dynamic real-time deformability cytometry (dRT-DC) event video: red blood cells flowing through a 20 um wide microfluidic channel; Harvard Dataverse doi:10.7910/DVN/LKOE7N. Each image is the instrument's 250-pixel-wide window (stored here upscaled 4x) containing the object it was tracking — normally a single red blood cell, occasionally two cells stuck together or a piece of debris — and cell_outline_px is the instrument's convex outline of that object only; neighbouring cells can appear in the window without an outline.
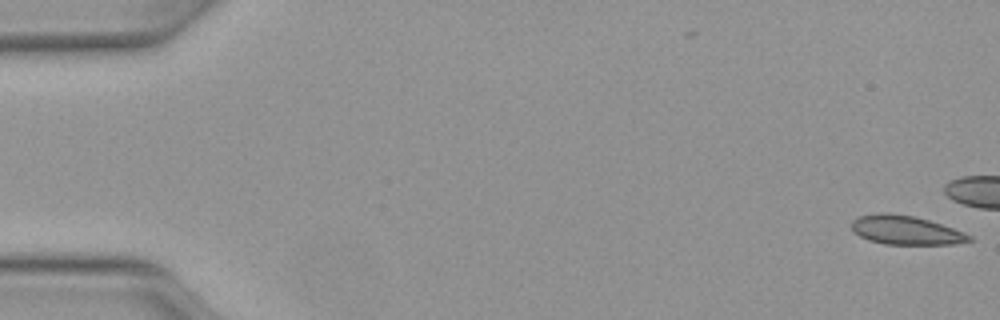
{"species": "Egyptian fruit bat (a non-hibernating species)", "species_latin": "Rousettus aegyptiacus", "temperature_condition": "warm", "stored_images_in_passage": 15, "camera_frame_rate_fps": 3000, "um_per_image_px": 0.085, "animal": {"sex": "female"}, "frame": {"image": 1, "passage_image": 1, "time_ms": 0.0, "image_size_px": [1000, 320], "cell_outline_px": [[972, 240], [956, 244], [884, 244], [868, 240], [860, 236], [852, 228], [852, 220], [860, 216], [912, 216], [928, 220], [964, 232], [972, 236]], "centroid_in_image_um": [77.07, 19.62], "position_along_channel_um": 7.9, "area_um2": 18.79}}